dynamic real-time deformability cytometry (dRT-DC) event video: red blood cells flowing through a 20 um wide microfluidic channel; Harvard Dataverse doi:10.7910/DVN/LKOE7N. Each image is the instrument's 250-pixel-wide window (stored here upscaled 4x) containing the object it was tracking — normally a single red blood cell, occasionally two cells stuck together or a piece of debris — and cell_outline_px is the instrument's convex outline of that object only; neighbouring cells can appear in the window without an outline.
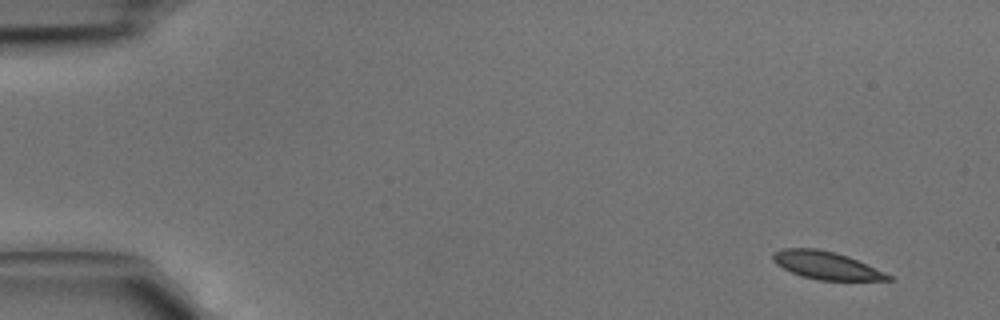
{"species": "common noctule bat (a hibernating species)", "species_latin": "Nyctalus noctula", "temperature_condition": "cold", "stored_images_in_passage": 4, "camera_frame_rate_fps": 3000, "um_per_image_px": 0.085, "animal": {"sex": "male", "body_mass_g": 15.6}, "frame": {"image": 1, "passage_image": 1, "time_ms": 0.0, "image_size_px": [1000, 320], "cell_outline_px": [[892, 280], [816, 280], [800, 276], [776, 264], [772, 260], [772, 252], [784, 248], [816, 248], [836, 252], [848, 256], [884, 272], [892, 276]], "centroid_in_image_um": [70.19, 22.55], "position_along_channel_um": 14.8, "area_um2": 18.61}}
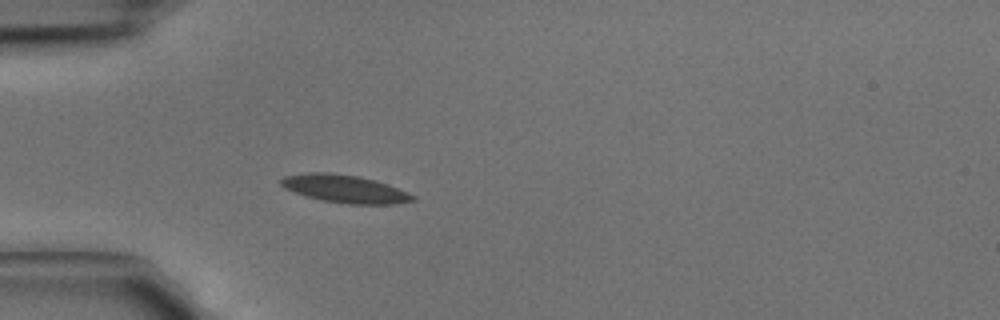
{"frame": {"image": 2, "passage_image": 4, "time_ms": 1.0, "image_size_px": [1000, 320], "cell_outline_px": [[416, 200], [396, 204], [348, 204], [324, 200], [304, 196], [284, 188], [280, 184], [280, 180], [284, 176], [308, 172], [328, 172], [356, 176], [376, 180], [388, 184], [408, 192], [416, 196]], "centroid_in_image_um": [29.32, 16.05], "position_along_channel_um": 55.7, "area_um2": 21.44}}